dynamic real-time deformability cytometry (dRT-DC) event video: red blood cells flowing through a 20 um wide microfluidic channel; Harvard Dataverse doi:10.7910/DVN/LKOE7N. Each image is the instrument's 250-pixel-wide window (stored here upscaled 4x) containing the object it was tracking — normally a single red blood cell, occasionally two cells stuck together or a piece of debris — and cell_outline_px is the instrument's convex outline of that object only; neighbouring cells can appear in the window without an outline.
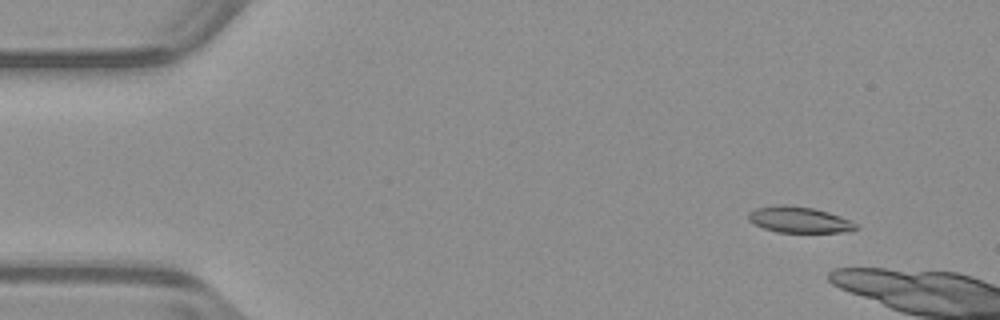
{"species": "common noctule bat (a hibernating species)", "species_latin": "Nyctalus noctula", "temperature_condition": "warm", "stored_images_in_passage": 9, "camera_frame_rate_fps": 3000, "um_per_image_px": 0.085, "animal": {"sex": "male", "body_mass_g": 23.1, "forearm_length_mm": 52.7}, "frame": {"image": 1, "passage_image": 6, "time_ms": 1.667, "image_size_px": [1000, 320], "cell_outline_px": [[860, 228], [852, 232], [776, 232], [752, 224], [748, 220], [748, 212], [756, 208], [780, 204], [812, 208], [828, 212], [852, 220]], "centroid_in_image_um": [67.95, 18.69], "position_along_channel_um": 17.1, "area_um2": 16.47}}